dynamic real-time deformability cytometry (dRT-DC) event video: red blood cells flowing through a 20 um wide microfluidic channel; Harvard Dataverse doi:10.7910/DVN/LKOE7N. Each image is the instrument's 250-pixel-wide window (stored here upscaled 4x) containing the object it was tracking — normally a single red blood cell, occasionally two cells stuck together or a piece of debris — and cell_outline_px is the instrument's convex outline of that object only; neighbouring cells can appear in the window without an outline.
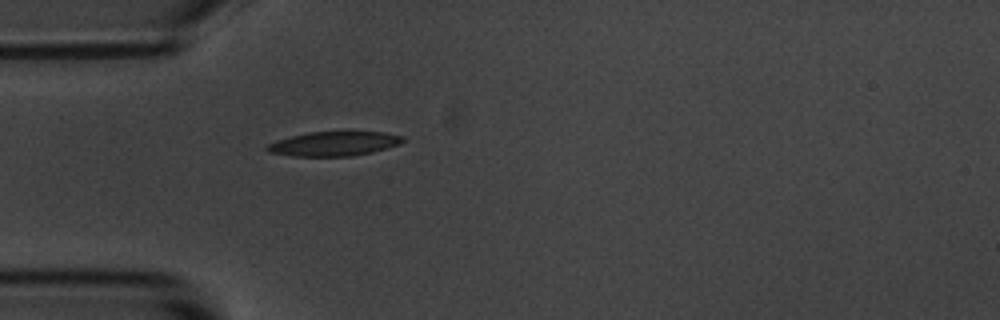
{"species": "common noctule bat (a hibernating species)", "species_latin": "Nyctalus noctula", "temperature_condition": "room temperature", "stored_images_in_passage": 1, "camera_frame_rate_fps": 3000, "um_per_image_px": 0.085, "animal": {"sex": "male", "body_mass_g": 20.1, "forearm_length_mm": 53.5}, "frame": {"image": 1, "passage_image": 1, "time_ms": 0.0, "image_size_px": [1000, 320], "cell_outline_px": [[404, 140], [400, 144], [372, 152], [352, 156], [292, 156], [268, 152], [264, 148], [268, 144], [276, 140], [308, 132], [384, 132], [404, 136]], "centroid_in_image_um": [28.37, 12.22], "position_along_channel_um": 56.6, "area_um2": 19.25}}